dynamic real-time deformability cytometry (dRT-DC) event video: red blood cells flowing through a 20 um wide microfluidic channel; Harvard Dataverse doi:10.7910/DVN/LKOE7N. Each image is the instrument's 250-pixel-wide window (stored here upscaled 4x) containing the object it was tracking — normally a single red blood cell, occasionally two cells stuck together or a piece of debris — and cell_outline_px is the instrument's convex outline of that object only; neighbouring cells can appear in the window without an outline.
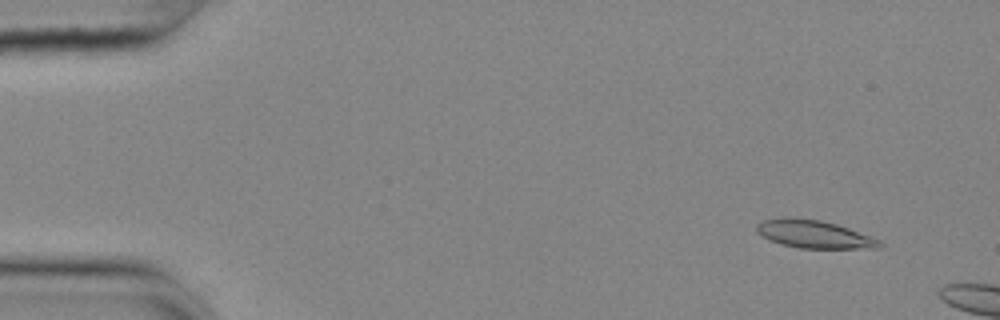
{"species": "common noctule bat (a hibernating species)", "species_latin": "Nyctalus noctula", "temperature_condition": "cold", "stored_images_in_passage": 10, "camera_frame_rate_fps": 3000, "um_per_image_px": 0.085, "animal": {"sex": "female", "body_mass_g": 25.1}, "frame": {"image": 1, "passage_image": 5, "time_ms": 1.333, "image_size_px": [1000, 320], "cell_outline_px": [[884, 244], [880, 248], [800, 248], [780, 244], [756, 232], [756, 224], [764, 220], [784, 216], [788, 216], [820, 220], [836, 224], [848, 228], [880, 240]], "centroid_in_image_um": [69.18, 19.89], "position_along_channel_um": 15.8, "area_um2": 19.94}}